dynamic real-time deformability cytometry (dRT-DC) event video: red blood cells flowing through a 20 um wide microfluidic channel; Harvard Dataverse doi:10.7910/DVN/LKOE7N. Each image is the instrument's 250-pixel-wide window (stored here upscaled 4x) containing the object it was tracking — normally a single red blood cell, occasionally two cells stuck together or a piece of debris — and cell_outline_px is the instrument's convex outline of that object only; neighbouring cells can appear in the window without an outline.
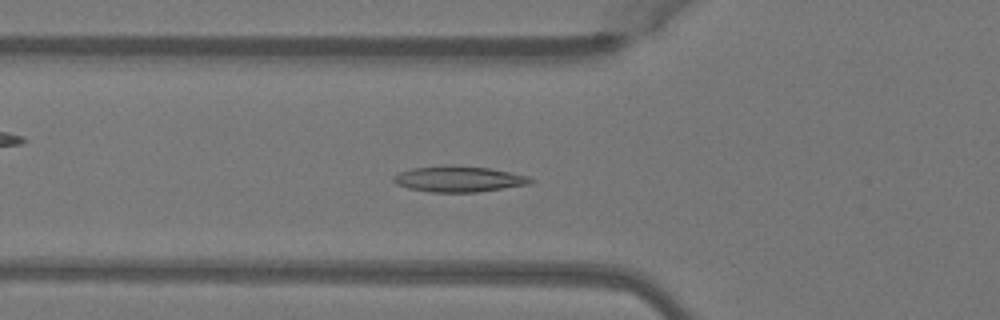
{"species": "Egyptian fruit bat (a non-hibernating species)", "species_latin": "Rousettus aegyptiacus", "temperature_condition": "warm", "stored_images_in_passage": 40, "camera_frame_rate_fps": 3000, "um_per_image_px": 0.085, "animal": {"sex": "female"}, "frame": {"image": 1, "passage_image": 8, "time_ms": 2.333, "image_size_px": [1000, 320], "cell_outline_px": [[536, 180], [528, 184], [476, 192], [428, 192], [408, 188], [396, 184], [392, 180], [392, 176], [400, 172], [412, 168], [444, 164], [452, 164], [492, 168], [532, 176]], "centroid_in_image_um": [39.0, 15.19], "position_along_channel_um": 86.8, "area_um2": 21.1}}
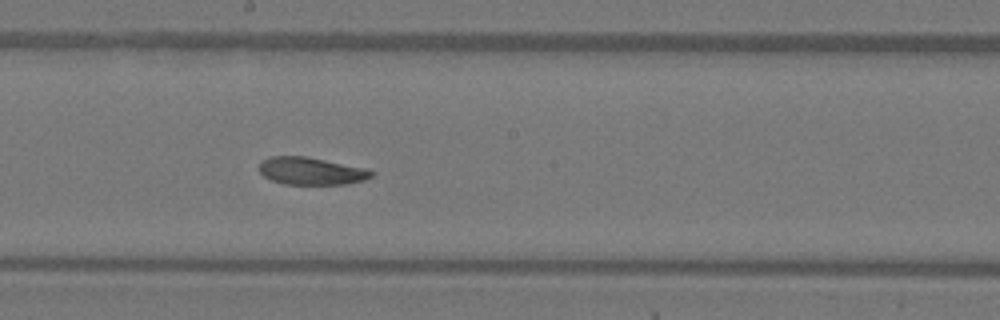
{"frame": {"image": 2, "passage_image": 18, "time_ms": 5.667, "image_size_px": [1000, 320], "cell_outline_px": [[376, 172], [372, 176], [364, 180], [348, 184], [284, 184], [272, 180], [264, 176], [256, 168], [260, 160], [272, 156], [308, 156], [368, 168]], "centroid_in_image_um": [26.45, 14.52], "position_along_channel_um": 221.7, "area_um2": 18.38}}
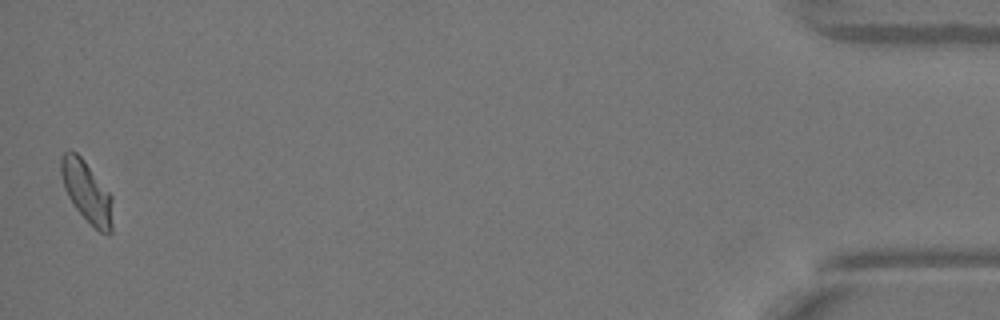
{"frame": {"image": 3, "passage_image": 40, "time_ms": 13.0, "image_size_px": [1000, 320], "cell_outline_px": [[112, 232], [108, 236], [100, 232], [76, 208], [68, 196], [64, 188], [60, 172], [60, 156], [64, 152], [76, 152], [84, 160], [112, 196]], "centroid_in_image_um": [7.38, 16.3], "position_along_channel_um": 427.8, "area_um2": 18.21}, "authors_computed_cell_mechanics": {"area_um2": 18.5827, "velocity_mm_per_s": 4.0289, "shape_relaxation_time_tau1_ms": 3.8489, "shape_relaxation_time_tau2_ms": 2.7744, "deformation_change_tau1": 0.1333, "deformation_change_tau2": 0.075}}